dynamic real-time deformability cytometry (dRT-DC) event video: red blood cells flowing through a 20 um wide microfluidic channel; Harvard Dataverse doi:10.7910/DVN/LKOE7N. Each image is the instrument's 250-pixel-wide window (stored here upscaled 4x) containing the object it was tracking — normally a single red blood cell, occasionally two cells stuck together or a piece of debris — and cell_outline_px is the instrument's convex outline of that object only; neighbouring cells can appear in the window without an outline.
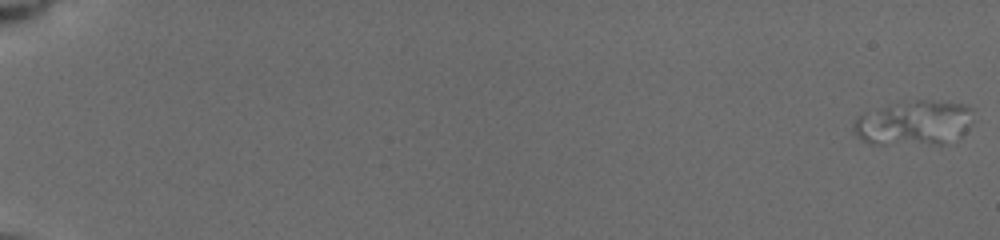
{"species": "common noctule bat (a hibernating species)", "species_latin": "Nyctalus noctula", "temperature_condition": "cold", "stored_images_in_passage": 5, "segment_of_instrument_passage": [1, 3], "camera_frame_rate_fps": 3000, "um_per_image_px": 0.085, "animal": {"sex": "female", "body_mass_g": 19.5, "forearm_length_mm": 54.1}, "frame": {"image": 1, "passage_image": 1, "time_ms": 0.0, "image_size_px": [1000, 240], "cell_outline_px": [[976, 108], [972, 124], [960, 136], [944, 144], [872, 144], [856, 136], [852, 128], [852, 124], [856, 116], [880, 108], [896, 104], [916, 100], [932, 100], [964, 104]], "centroid_in_image_um": [77.75, 10.45], "position_along_channel_um": 7.3, "area_um2": 31.5}}